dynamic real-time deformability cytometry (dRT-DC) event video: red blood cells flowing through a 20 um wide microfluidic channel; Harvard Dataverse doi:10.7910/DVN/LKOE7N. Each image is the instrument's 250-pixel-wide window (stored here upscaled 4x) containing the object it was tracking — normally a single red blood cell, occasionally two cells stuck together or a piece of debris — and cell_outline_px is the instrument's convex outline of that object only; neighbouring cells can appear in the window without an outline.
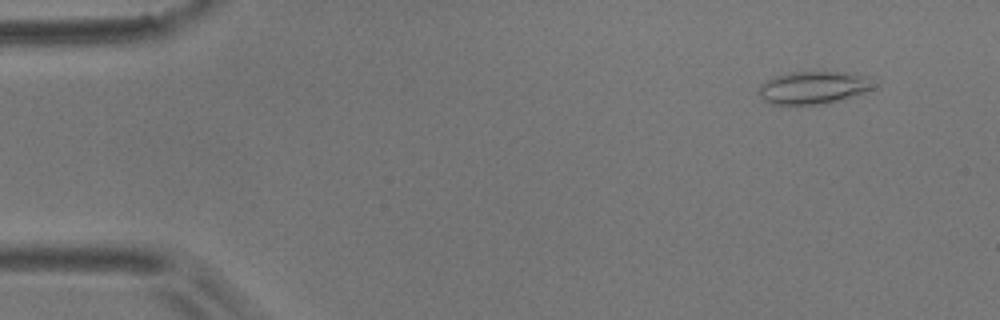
{"species": "common noctule bat (a hibernating species)", "species_latin": "Nyctalus noctula", "temperature_condition": "room temperature", "stored_images_in_passage": 5, "camera_frame_rate_fps": 3000, "um_per_image_px": 0.085, "animal": {"sex": "male", "body_mass_g": 17.9}, "frame": {"image": 1, "passage_image": 1, "time_ms": 0.0, "image_size_px": [1000, 320], "cell_outline_px": [[880, 84], [856, 96], [824, 104], [772, 104], [764, 100], [760, 92], [760, 84], [776, 76], [792, 72], [848, 72], [868, 76], [880, 80]], "centroid_in_image_um": [69.29, 7.43], "position_along_channel_um": 15.7, "area_um2": 22.08}}